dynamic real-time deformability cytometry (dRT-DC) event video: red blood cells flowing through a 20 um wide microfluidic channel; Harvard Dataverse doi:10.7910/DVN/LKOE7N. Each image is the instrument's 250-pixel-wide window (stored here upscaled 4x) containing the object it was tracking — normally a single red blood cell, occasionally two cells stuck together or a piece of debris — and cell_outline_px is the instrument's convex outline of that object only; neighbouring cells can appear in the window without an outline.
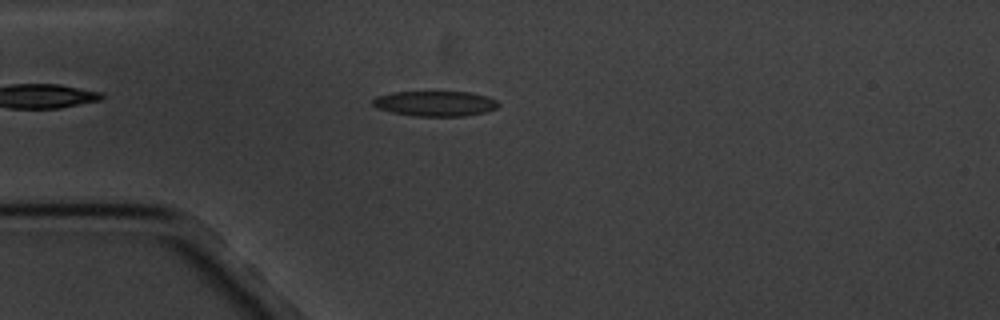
{"species": "common noctule bat (a hibernating species)", "species_latin": "Nyctalus noctula", "temperature_condition": "cold", "stored_images_in_passage": 4, "camera_frame_rate_fps": 3000, "um_per_image_px": 0.085, "animal": {"sex": "male", "body_mass_g": 20.1, "forearm_length_mm": 53.5}, "frame": {"image": 1, "passage_image": 4, "time_ms": 4.333, "image_size_px": [1000, 320], "cell_outline_px": [[500, 104], [496, 108], [484, 112], [464, 116], [412, 116], [392, 112], [376, 108], [372, 104], [372, 100], [376, 96], [392, 92], [468, 92], [488, 96], [496, 100]], "centroid_in_image_um": [36.97, 8.8], "position_along_channel_um": 48.0, "area_um2": 18.5}}